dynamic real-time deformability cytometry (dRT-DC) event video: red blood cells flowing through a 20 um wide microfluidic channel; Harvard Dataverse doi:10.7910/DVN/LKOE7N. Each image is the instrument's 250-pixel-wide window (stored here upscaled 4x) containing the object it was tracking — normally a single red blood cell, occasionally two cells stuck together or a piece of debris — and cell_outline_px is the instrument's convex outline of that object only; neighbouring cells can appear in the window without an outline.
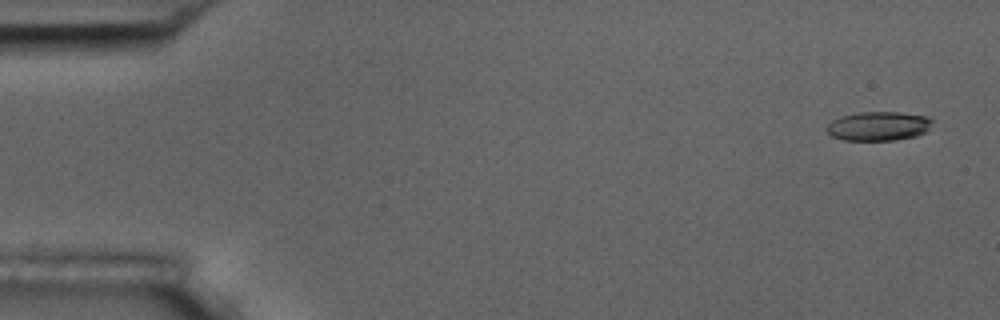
{"species": "common noctule bat (a hibernating species)", "species_latin": "Nyctalus noctula", "temperature_condition": "room temperature", "stored_images_in_passage": 4, "camera_frame_rate_fps": 3000, "um_per_image_px": 0.085, "animal": {"sex": "male", "body_mass_g": 17.5, "forearm_length_mm": 52.3}, "frame": {"image": 1, "passage_image": 1, "time_ms": 0.0, "image_size_px": [1000, 320], "cell_outline_px": [[932, 120], [928, 128], [924, 132], [916, 136], [896, 140], [844, 140], [832, 136], [824, 128], [832, 120], [840, 116], [860, 112], [900, 112], [928, 116]], "centroid_in_image_um": [74.64, 10.71], "position_along_channel_um": 10.4, "area_um2": 17.92}}
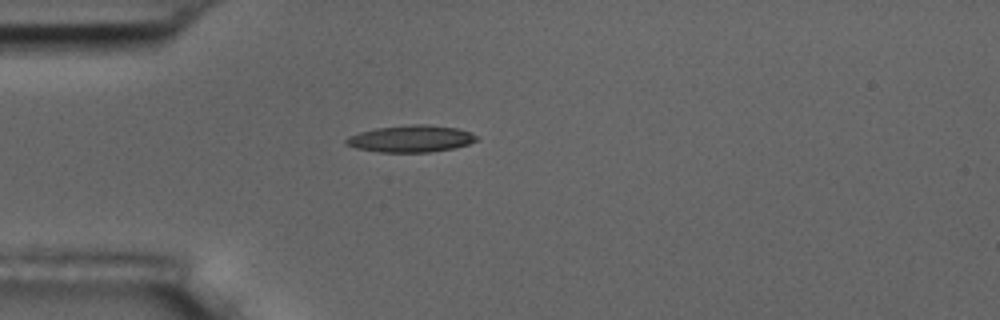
{"frame": {"image": 2, "passage_image": 4, "time_ms": 4.333, "image_size_px": [1000, 320], "cell_outline_px": [[480, 140], [468, 144], [452, 148], [428, 152], [380, 152], [356, 148], [344, 144], [344, 140], [348, 136], [360, 132], [376, 128], [412, 124], [424, 124], [456, 128], [472, 132]], "centroid_in_image_um": [34.91, 11.79], "position_along_channel_um": 50.1, "area_um2": 20.4}}